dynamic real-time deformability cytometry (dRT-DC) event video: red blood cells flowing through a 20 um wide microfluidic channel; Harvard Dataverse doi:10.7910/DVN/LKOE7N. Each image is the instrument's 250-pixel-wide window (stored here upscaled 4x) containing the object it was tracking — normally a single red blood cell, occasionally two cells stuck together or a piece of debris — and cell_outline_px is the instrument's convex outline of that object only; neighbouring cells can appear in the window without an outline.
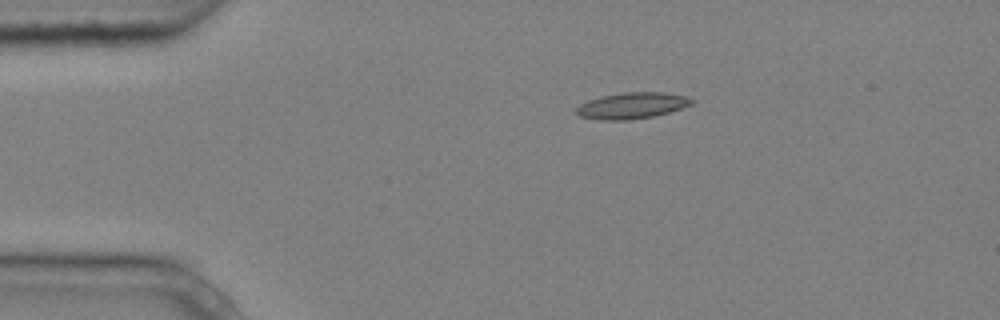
{"species": "common noctule bat (a hibernating species)", "species_latin": "Nyctalus noctula", "temperature_condition": "cold", "stored_images_in_passage": 3, "camera_frame_rate_fps": 3000, "um_per_image_px": 0.085, "animal": {"sex": "male", "body_mass_g": 20.4}, "frame": {"image": 1, "passage_image": 3, "time_ms": 0.667, "image_size_px": [1000, 320], "cell_outline_px": [[696, 100], [692, 104], [668, 112], [652, 116], [628, 120], [600, 120], [580, 116], [576, 112], [576, 108], [580, 104], [588, 100], [600, 96], [624, 92], [664, 92], [688, 96]], "centroid_in_image_um": [53.73, 8.96], "position_along_channel_um": 31.3, "area_um2": 17.63}}